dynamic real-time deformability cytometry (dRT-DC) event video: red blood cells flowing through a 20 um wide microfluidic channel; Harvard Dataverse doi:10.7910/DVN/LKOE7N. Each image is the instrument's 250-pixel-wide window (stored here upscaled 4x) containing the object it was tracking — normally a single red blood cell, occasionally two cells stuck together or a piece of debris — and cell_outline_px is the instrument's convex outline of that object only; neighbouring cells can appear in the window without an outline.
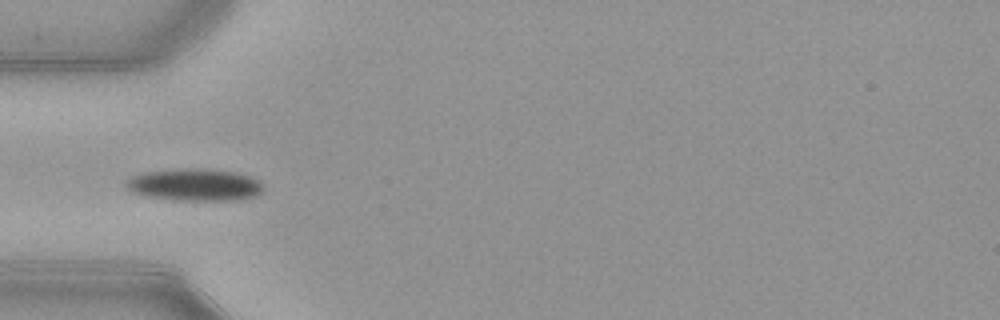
{"species": "common noctule bat (a hibernating species)", "species_latin": "Nyctalus noctula", "temperature_condition": "warm", "stored_images_in_passage": 15, "camera_frame_rate_fps": 3000, "um_per_image_px": 0.085, "animal": {"sex": "female", "body_mass_g": 21.9}, "frame": {"image": 1, "passage_image": 3, "time_ms": 0.667, "image_size_px": [1000, 320], "cell_outline_px": [[264, 188], [256, 196], [236, 200], [172, 200], [148, 196], [132, 192], [124, 184], [132, 176], [144, 172], [184, 168], [208, 168], [232, 172], [252, 176], [260, 180], [264, 184]], "centroid_in_image_um": [16.59, 15.7], "position_along_channel_um": 68.4, "area_um2": 25.89}}
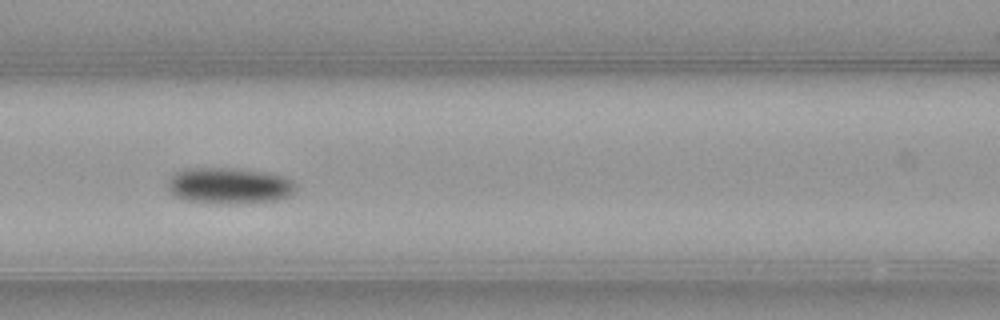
{"frame": {"image": 2, "passage_image": 9, "time_ms": 2.667, "image_size_px": [1000, 320], "cell_outline_px": [[296, 188], [288, 196], [276, 200], [228, 204], [212, 204], [188, 200], [176, 196], [168, 192], [168, 180], [176, 172], [184, 168], [236, 168], [272, 172], [284, 176], [292, 180], [296, 184]], "centroid_in_image_um": [19.48, 15.77], "position_along_channel_um": 147.1, "area_um2": 27.34}}